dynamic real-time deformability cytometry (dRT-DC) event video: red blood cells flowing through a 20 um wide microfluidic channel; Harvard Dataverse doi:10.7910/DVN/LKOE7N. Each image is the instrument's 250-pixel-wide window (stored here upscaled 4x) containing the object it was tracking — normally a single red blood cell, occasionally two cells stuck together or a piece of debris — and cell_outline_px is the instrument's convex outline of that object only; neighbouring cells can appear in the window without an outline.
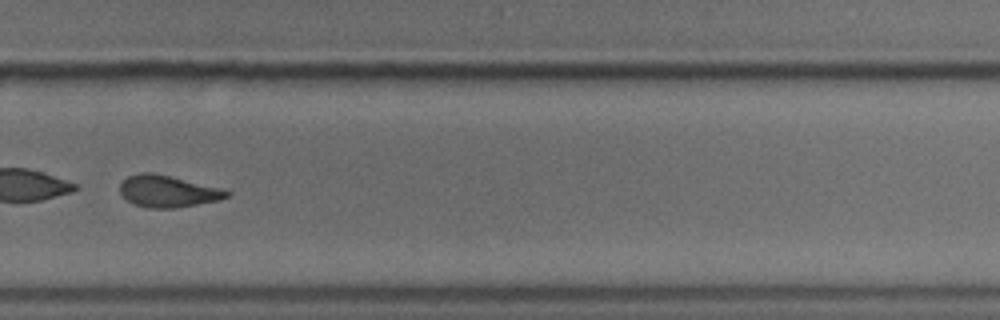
{"species": "common noctule bat (a hibernating species)", "species_latin": "Nyctalus noctula", "temperature_condition": "cold", "stored_images_in_passage": 37, "camera_frame_rate_fps": 3000, "um_per_image_px": 0.085, "animal": {"sex": "male", "body_mass_g": 18.8}, "frame": {"image": 1, "passage_image": 22, "time_ms": 7.0, "image_size_px": [1000, 320], "cell_outline_px": [[232, 192], [228, 196], [220, 200], [176, 208], [148, 208], [136, 204], [128, 200], [120, 192], [120, 184], [128, 176], [140, 172], [152, 172], [220, 188]], "centroid_in_image_um": [14.27, 16.26], "position_along_channel_um": 315.5, "area_um2": 19.54}, "authors_computed_cell_mechanics": {"area_um2": 20.4034, "velocity_mm_per_s": 3.7652, "shape_relaxation_time_tau1_ms": 1.4719, "shape_relaxation_time_tau2_ms": 2.2298, "deformation_change_tau1": 0.2221, "deformation_change_tau2": 0.1037}}